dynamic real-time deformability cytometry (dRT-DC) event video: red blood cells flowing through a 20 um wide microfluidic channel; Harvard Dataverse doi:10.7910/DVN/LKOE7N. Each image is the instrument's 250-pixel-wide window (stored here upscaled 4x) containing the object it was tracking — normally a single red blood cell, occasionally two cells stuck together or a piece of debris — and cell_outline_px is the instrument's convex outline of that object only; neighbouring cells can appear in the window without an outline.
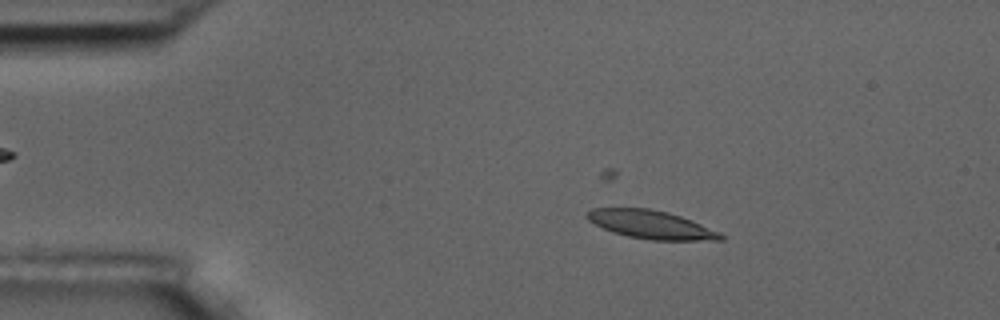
{"species": "common noctule bat (a hibernating species)", "species_latin": "Nyctalus noctula", "temperature_condition": "room temperature", "stored_images_in_passage": 6, "camera_frame_rate_fps": 3000, "um_per_image_px": 0.085, "animal": {"sex": "male", "body_mass_g": 17.5, "forearm_length_mm": 52.3}, "frame": {"image": 1, "passage_image": 4, "time_ms": 3.333, "image_size_px": [1000, 320], "cell_outline_px": [[724, 240], [652, 240], [628, 236], [612, 232], [588, 220], [584, 216], [584, 212], [592, 208], [648, 208], [668, 212], [680, 216], [720, 232], [724, 236]], "centroid_in_image_um": [55.3, 19.08], "position_along_channel_um": 29.7, "area_um2": 21.96}}
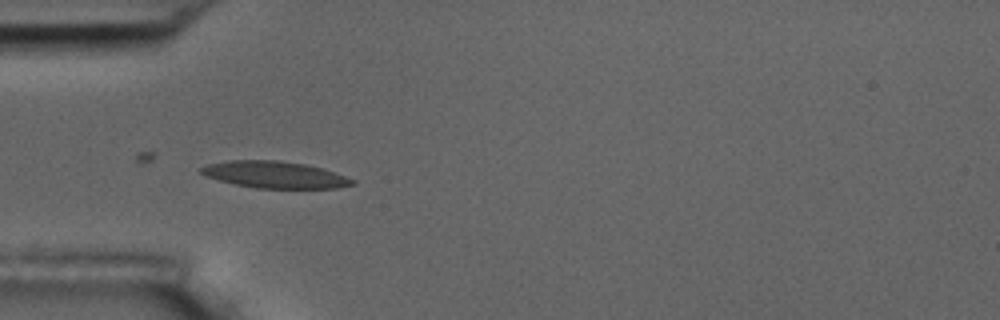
{"frame": {"image": 2, "passage_image": 6, "time_ms": 5.667, "image_size_px": [1000, 320], "cell_outline_px": [[356, 184], [336, 188], [256, 188], [236, 184], [204, 176], [196, 168], [204, 164], [228, 160], [280, 160], [304, 164], [320, 168], [356, 180]], "centroid_in_image_um": [23.28, 14.84], "position_along_channel_um": 61.7, "area_um2": 23.64}}